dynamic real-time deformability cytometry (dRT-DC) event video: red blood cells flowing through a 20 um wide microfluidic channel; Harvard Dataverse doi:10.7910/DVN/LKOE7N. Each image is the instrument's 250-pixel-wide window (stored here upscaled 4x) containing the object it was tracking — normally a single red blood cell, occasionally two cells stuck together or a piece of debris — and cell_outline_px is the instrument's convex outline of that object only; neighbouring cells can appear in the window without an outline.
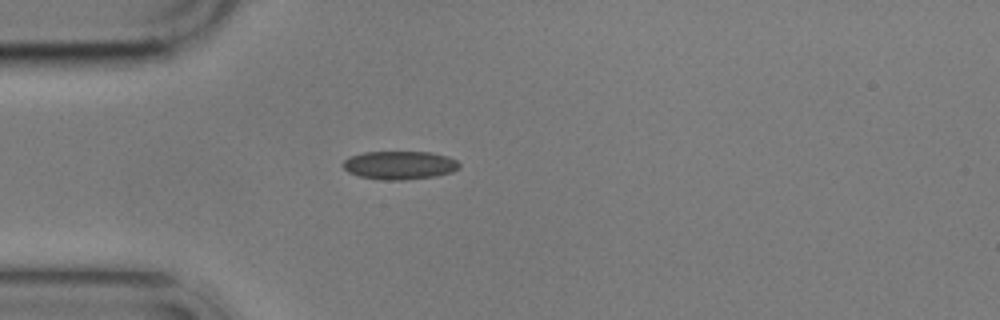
{"species": "common noctule bat (a hibernating species)", "species_latin": "Nyctalus noctula", "temperature_condition": "cold", "stored_images_in_passage": 1, "camera_frame_rate_fps": 3000, "um_per_image_px": 0.085, "animal": {"sex": "male", "body_mass_g": 17.9}, "frame": {"image": 1, "passage_image": 1, "time_ms": 0.0, "image_size_px": [1000, 320], "cell_outline_px": [[460, 168], [452, 172], [436, 176], [404, 180], [384, 180], [360, 176], [348, 172], [340, 164], [348, 156], [364, 152], [432, 152], [448, 156], [456, 160], [460, 164]], "centroid_in_image_um": [33.96, 14.03], "position_along_channel_um": 51.0, "area_um2": 19.42}}